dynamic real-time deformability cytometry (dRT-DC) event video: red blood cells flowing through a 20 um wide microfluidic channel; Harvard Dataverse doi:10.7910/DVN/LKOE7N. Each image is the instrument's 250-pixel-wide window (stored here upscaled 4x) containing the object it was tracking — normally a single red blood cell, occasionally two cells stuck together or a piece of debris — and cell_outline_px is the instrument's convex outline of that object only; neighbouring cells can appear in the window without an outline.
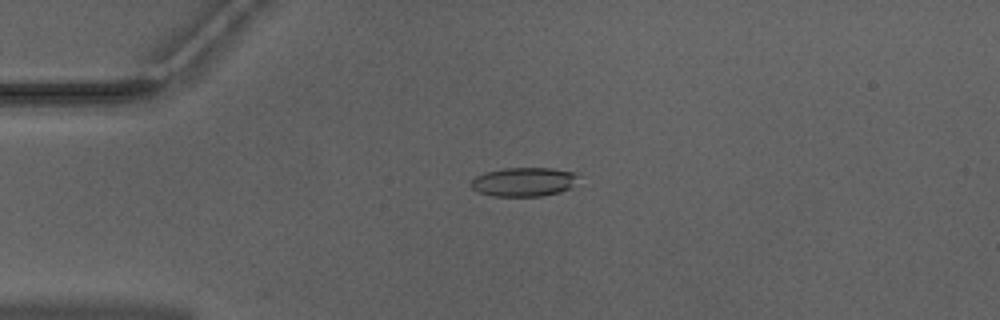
{"species": "Egyptian fruit bat (a non-hibernating species)", "species_latin": "Rousettus aegyptiacus", "temperature_condition": "warm", "stored_images_in_passage": 52, "camera_frame_rate_fps": 3000, "um_per_image_px": 0.085, "animal": {"sex": "male"}, "frame": {"image": 1, "passage_image": 13, "time_ms": 4.0, "image_size_px": [1000, 320], "cell_outline_px": [[580, 176], [572, 188], [560, 192], [540, 196], [492, 196], [476, 192], [468, 184], [476, 176], [484, 172], [504, 168], [552, 168], [576, 172]], "centroid_in_image_um": [44.53, 15.46], "position_along_channel_um": 40.5, "area_um2": 18.5}}
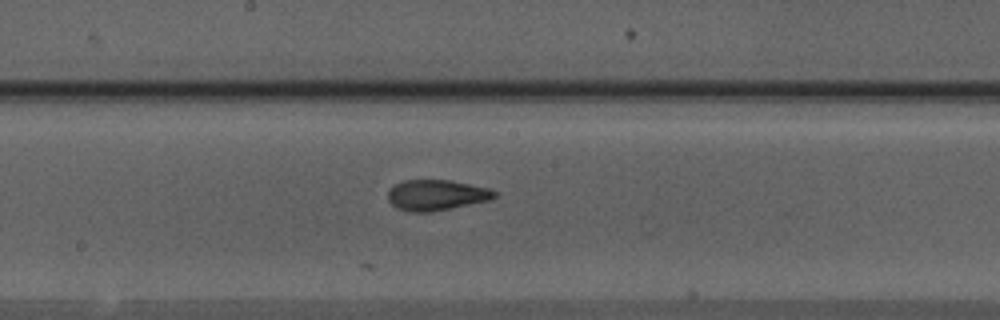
{"frame": {"image": 2, "passage_image": 28, "time_ms": 9.0, "image_size_px": [1000, 320], "cell_outline_px": [[500, 192], [496, 196], [488, 200], [428, 212], [408, 212], [396, 208], [388, 200], [388, 192], [396, 184], [404, 180], [452, 180], [488, 188]], "centroid_in_image_um": [37.09, 16.57], "position_along_channel_um": 211.1, "area_um2": 18.84}}
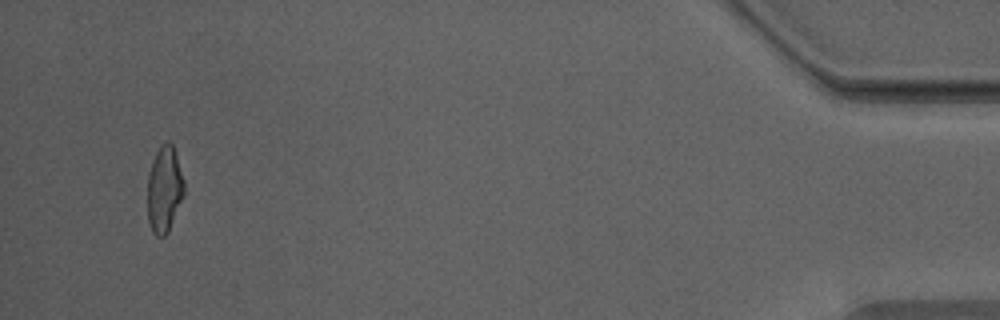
{"frame": {"image": 3, "passage_image": 50, "time_ms": 16.333, "image_size_px": [1000, 320], "cell_outline_px": [[184, 196], [168, 232], [164, 236], [156, 236], [152, 232], [148, 220], [148, 176], [156, 152], [160, 144], [168, 140], [172, 144], [184, 180]], "centroid_in_image_um": [13.97, 16.11], "position_along_channel_um": 421.2, "area_um2": 18.32}, "authors_computed_cell_mechanics": {"area_um2": 18.8428, "velocity_mm_per_s": 3.987, "shape_relaxation_time_tau1_ms": 10.796, "shape_relaxation_time_tau2_ms": 1.6391, "deformation_change_tau1": 0.2868, "deformation_change_tau2": 0.098}}